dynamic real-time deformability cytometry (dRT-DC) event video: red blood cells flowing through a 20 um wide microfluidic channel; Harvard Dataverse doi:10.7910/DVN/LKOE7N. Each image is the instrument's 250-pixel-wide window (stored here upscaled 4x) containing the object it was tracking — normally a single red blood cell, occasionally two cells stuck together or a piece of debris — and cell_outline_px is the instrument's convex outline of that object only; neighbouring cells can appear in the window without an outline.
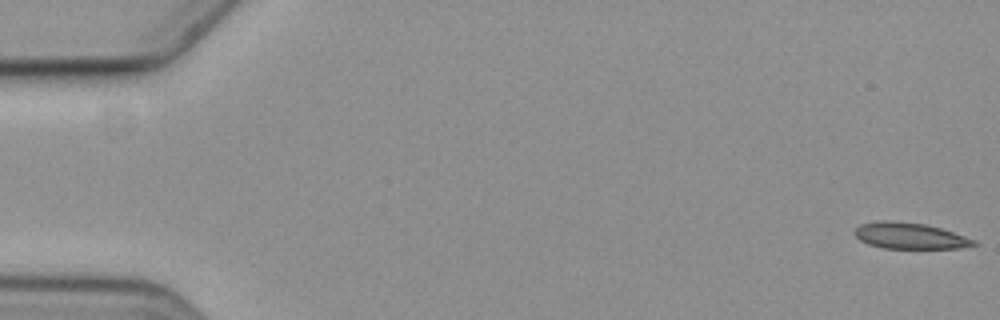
{"species": "common noctule bat (a hibernating species)", "species_latin": "Nyctalus noctula", "temperature_condition": "cold", "stored_images_in_passage": 4, "camera_frame_rate_fps": 3000, "um_per_image_px": 0.085, "animal": {"sex": "female", "body_mass_g": 19.3, "forearm_length_mm": 54.1}, "frame": {"image": 1, "passage_image": 1, "time_ms": 0.0, "image_size_px": [1000, 320], "cell_outline_px": [[980, 244], [960, 248], [880, 248], [868, 244], [860, 240], [852, 232], [860, 224], [880, 220], [888, 220], [924, 224], [940, 228], [976, 240]], "centroid_in_image_um": [77.31, 20.04], "position_along_channel_um": 7.7, "area_um2": 18.15}}